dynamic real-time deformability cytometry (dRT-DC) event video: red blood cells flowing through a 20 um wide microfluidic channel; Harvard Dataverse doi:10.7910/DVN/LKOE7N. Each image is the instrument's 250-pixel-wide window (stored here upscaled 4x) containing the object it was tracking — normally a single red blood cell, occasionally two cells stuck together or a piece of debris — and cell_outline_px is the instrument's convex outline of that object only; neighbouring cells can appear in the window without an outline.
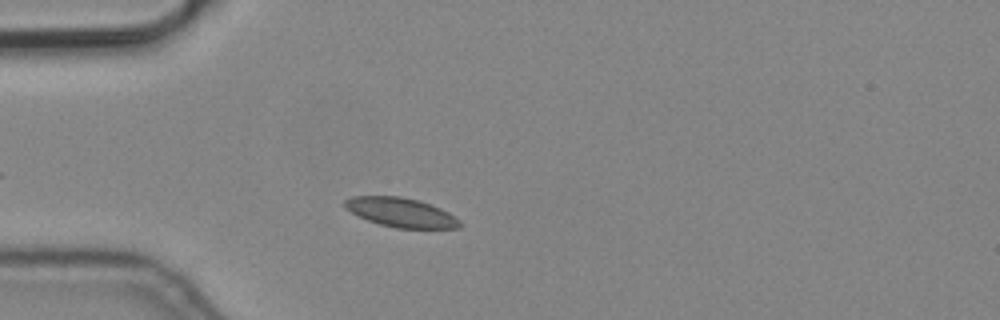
{"species": "common noctule bat (a hibernating species)", "species_latin": "Nyctalus noctula", "temperature_condition": "cold", "stored_images_in_passage": 2, "camera_frame_rate_fps": 3000, "um_per_image_px": 0.085, "animal": {"sex": "male", "body_mass_g": 19.2, "forearm_length_mm": 51.8}, "frame": {"image": 1, "passage_image": 2, "time_ms": 0.333, "image_size_px": [1000, 320], "cell_outline_px": [[464, 224], [460, 228], [396, 228], [380, 224], [368, 220], [344, 208], [344, 200], [352, 196], [400, 196], [416, 200], [440, 208], [448, 212], [460, 220]], "centroid_in_image_um": [34.09, 18.06], "position_along_channel_um": 50.9, "area_um2": 19.48}}